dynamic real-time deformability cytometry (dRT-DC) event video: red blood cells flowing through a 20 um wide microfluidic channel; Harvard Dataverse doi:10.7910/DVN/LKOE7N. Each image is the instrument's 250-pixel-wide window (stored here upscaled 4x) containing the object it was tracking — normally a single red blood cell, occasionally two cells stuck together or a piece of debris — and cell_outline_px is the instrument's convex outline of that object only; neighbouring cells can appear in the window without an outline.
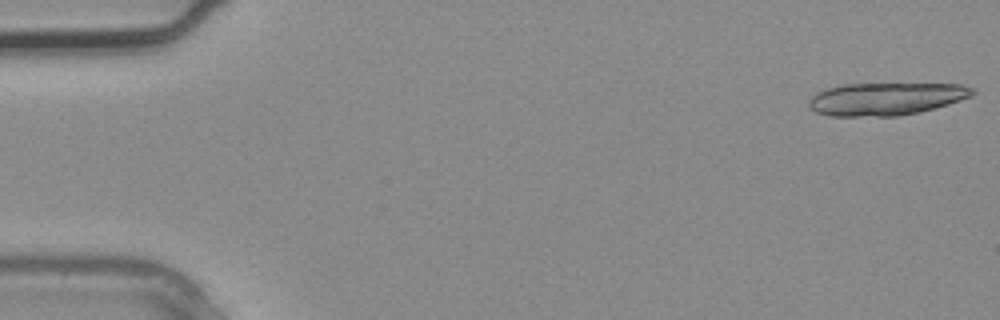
{"species": "common noctule bat (a hibernating species)", "species_latin": "Nyctalus noctula", "temperature_condition": "warm", "stored_images_in_passage": 3, "camera_frame_rate_fps": 3000, "um_per_image_px": 0.085, "animal": {"sex": "male", "body_mass_g": 20.4}, "frame": {"image": 1, "passage_image": 1, "time_ms": 0.0, "image_size_px": [1000, 320], "cell_outline_px": [[976, 92], [972, 96], [948, 104], [900, 116], [828, 116], [816, 112], [808, 104], [808, 100], [816, 92], [828, 88], [844, 84], [960, 84], [976, 88]], "centroid_in_image_um": [75.3, 8.4], "position_along_channel_um": 9.7, "area_um2": 31.04}}